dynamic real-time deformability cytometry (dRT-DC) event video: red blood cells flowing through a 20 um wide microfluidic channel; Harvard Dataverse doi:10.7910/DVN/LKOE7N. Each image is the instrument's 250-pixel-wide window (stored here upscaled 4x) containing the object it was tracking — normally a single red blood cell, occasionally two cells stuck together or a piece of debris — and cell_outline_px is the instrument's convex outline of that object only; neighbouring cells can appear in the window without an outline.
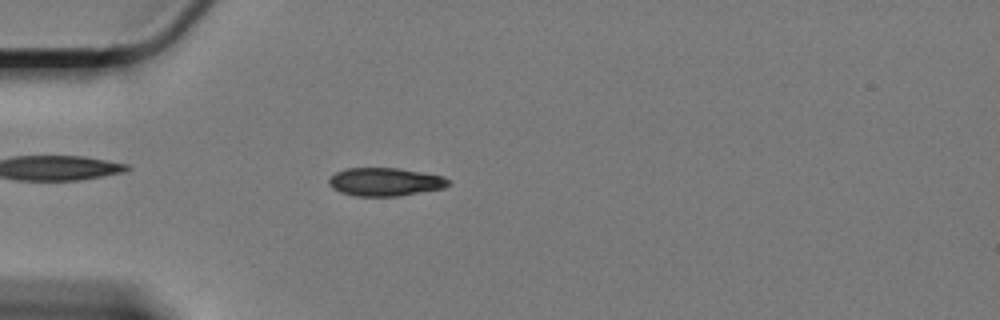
{"species": "Egyptian fruit bat (a non-hibernating species)", "species_latin": "Rousettus aegyptiacus", "temperature_condition": "cold", "stored_images_in_passage": 52, "camera_frame_rate_fps": 3000, "um_per_image_px": 0.085, "animal": {"sex": "female"}, "frame": {"image": 1, "passage_image": 9, "time_ms": 2.667, "image_size_px": [1000, 320], "cell_outline_px": [[452, 184], [444, 188], [400, 196], [356, 196], [340, 192], [332, 188], [328, 184], [328, 180], [336, 172], [344, 168], [400, 168], [444, 176]], "centroid_in_image_um": [32.74, 15.46], "position_along_channel_um": 52.3, "area_um2": 19.83}}
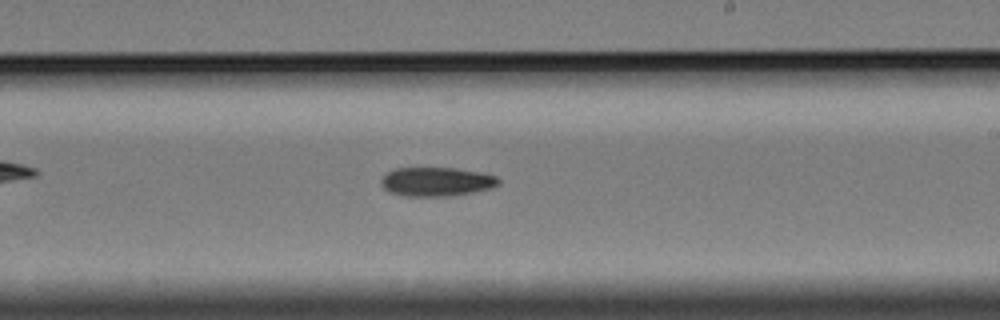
{"frame": {"image": 2, "passage_image": 28, "time_ms": 9.0, "image_size_px": [1000, 320], "cell_outline_px": [[500, 184], [492, 188], [452, 196], [404, 196], [388, 192], [380, 184], [380, 180], [388, 172], [396, 168], [456, 168], [480, 172], [496, 176], [500, 180]], "centroid_in_image_um": [37.1, 15.45], "position_along_channel_um": 251.9, "area_um2": 19.94}}
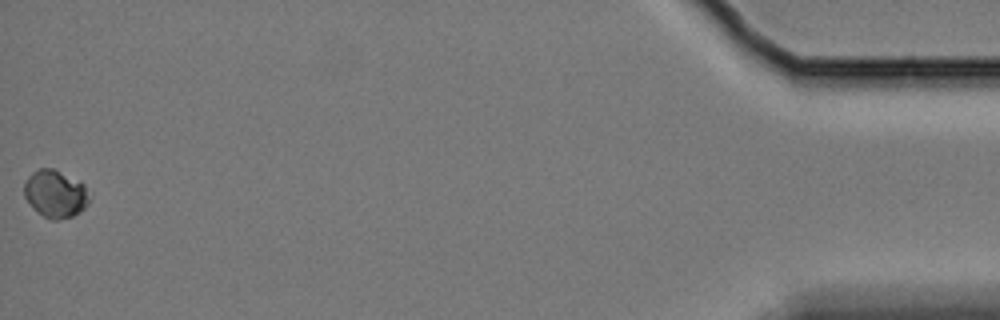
{"frame": {"image": 3, "passage_image": 52, "time_ms": 17.0, "image_size_px": [1000, 320], "cell_outline_px": [[88, 204], [80, 212], [72, 216], [56, 220], [52, 220], [36, 212], [24, 196], [24, 180], [32, 172], [40, 168], [52, 168], [84, 184], [88, 200]], "centroid_in_image_um": [4.65, 16.48], "position_along_channel_um": 430.5, "area_um2": 17.8}, "authors_computed_cell_mechanics": {"area_um2": 19.4208, "velocity_mm_per_s": 3.3261, "shape_relaxation_time_tau1_ms": 3.7676, "shape_relaxation_time_tau2_ms": null, "deformation_change_tau1": 0.0342, "deformation_change_tau2": null}}